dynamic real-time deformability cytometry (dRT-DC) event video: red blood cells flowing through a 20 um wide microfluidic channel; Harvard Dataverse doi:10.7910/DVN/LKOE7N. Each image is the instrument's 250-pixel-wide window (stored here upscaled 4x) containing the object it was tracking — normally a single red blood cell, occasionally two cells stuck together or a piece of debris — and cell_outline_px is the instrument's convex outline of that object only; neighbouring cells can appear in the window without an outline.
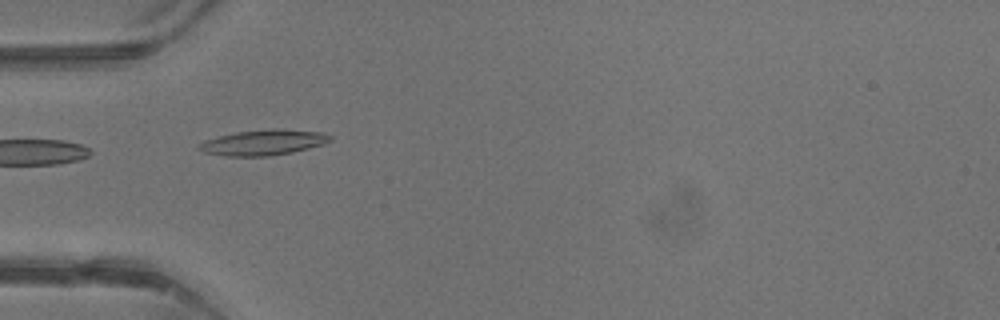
{"species": "common noctule bat (a hibernating species)", "species_latin": "Nyctalus noctula", "temperature_condition": "warm", "stored_images_in_passage": 30, "camera_frame_rate_fps": 3000, "um_per_image_px": 0.085, "animal": {"sex": "male", "body_mass_g": 13.3}, "frame": {"image": 1, "passage_image": 1, "time_ms": 0.0, "image_size_px": [1000, 320], "cell_outline_px": [[332, 140], [324, 144], [292, 152], [268, 156], [224, 156], [204, 152], [196, 148], [204, 140], [236, 132], [272, 128], [280, 128], [324, 132], [332, 136]], "centroid_in_image_um": [22.42, 12.1], "position_along_channel_um": 62.6, "area_um2": 19.59}}
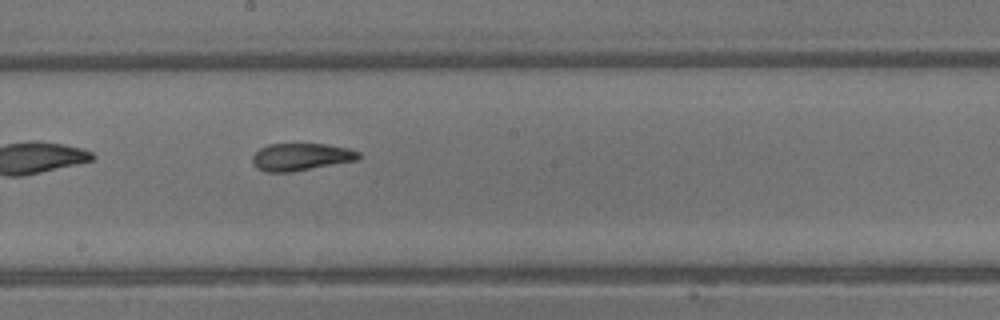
{"frame": {"image": 2, "passage_image": 11, "time_ms": 3.333, "image_size_px": [1000, 320], "cell_outline_px": [[364, 156], [360, 160], [292, 172], [264, 172], [256, 168], [252, 164], [252, 156], [260, 148], [268, 144], [328, 144], [348, 148], [360, 152]], "centroid_in_image_um": [25.63, 13.34], "position_along_channel_um": 222.6, "area_um2": 17.34}}
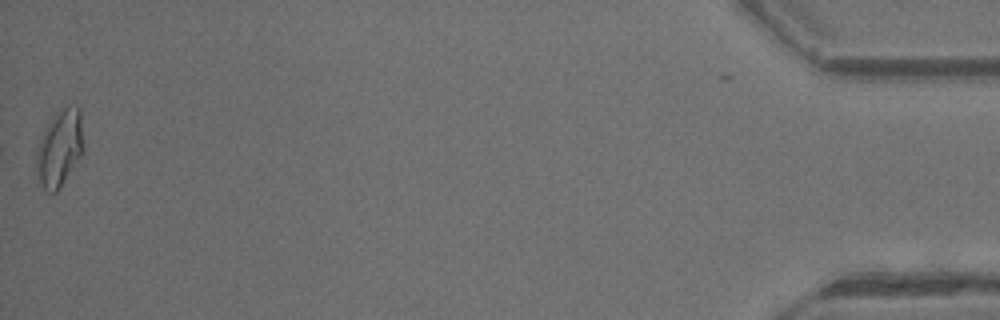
{"frame": {"image": 3, "passage_image": 30, "time_ms": 9.667, "image_size_px": [1000, 320], "cell_outline_px": [[84, 152], [60, 188], [56, 192], [48, 192], [44, 188], [40, 180], [36, 168], [36, 148], [52, 116], [68, 104], [76, 104], [80, 108], [84, 144]], "centroid_in_image_um": [5.11, 12.55], "position_along_channel_um": 430.1, "area_um2": 21.21}, "authors_computed_cell_mechanics": {"area_um2": 17.7157, "velocity_mm_per_s": 4.8447, "shape_relaxation_time_tau1_ms": 4.8481, "shape_relaxation_time_tau2_ms": 2.4148, "deformation_change_tau1": 0.19, "deformation_change_tau2": 0.0707}}